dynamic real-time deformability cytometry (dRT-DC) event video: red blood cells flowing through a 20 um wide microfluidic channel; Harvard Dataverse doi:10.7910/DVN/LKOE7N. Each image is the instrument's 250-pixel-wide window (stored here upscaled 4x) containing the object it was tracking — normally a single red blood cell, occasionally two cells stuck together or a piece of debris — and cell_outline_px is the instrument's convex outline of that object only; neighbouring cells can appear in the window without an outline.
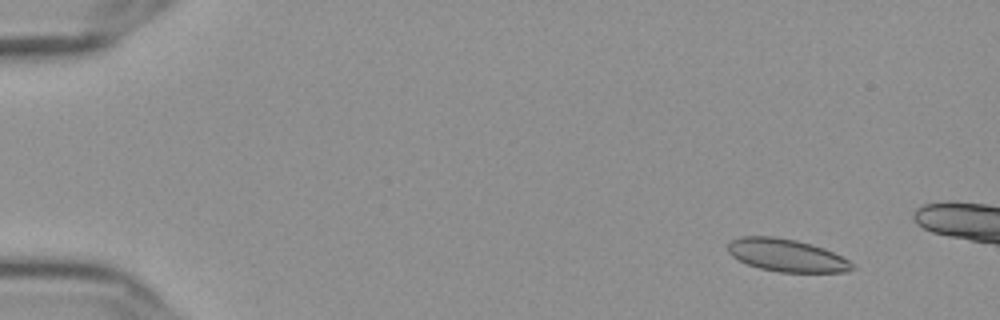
{"species": "Egyptian fruit bat (a non-hibernating species)", "species_latin": "Rousettus aegyptiacus", "temperature_condition": "cold", "stored_images_in_passage": 17, "camera_frame_rate_fps": 3000, "um_per_image_px": 0.085, "frame": {"image": 1, "passage_image": 6, "time_ms": 1.667, "image_size_px": [1000, 320], "cell_outline_px": [[856, 268], [848, 272], [780, 272], [760, 268], [748, 264], [732, 256], [728, 252], [728, 244], [732, 240], [740, 236], [772, 236], [796, 240], [812, 244], [824, 248], [848, 260]], "centroid_in_image_um": [66.86, 21.7], "position_along_channel_um": 18.1, "area_um2": 23.52}}